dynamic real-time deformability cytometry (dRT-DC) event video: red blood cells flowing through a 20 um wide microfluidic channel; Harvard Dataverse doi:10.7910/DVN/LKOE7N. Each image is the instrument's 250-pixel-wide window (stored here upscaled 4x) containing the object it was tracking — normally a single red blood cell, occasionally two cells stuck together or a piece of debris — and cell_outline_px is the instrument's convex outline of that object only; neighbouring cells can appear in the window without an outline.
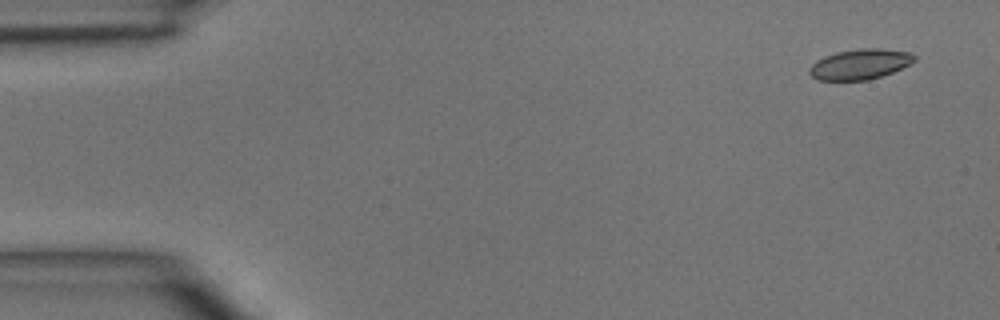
{"species": "common noctule bat (a hibernating species)", "species_latin": "Nyctalus noctula", "temperature_condition": "room temperature", "stored_images_in_passage": 4, "camera_frame_rate_fps": 3000, "um_per_image_px": 0.085, "animal": {"sex": "male", "body_mass_g": 15.6}, "frame": {"image": 1, "passage_image": 1, "time_ms": 0.0, "image_size_px": [1000, 320], "cell_outline_px": [[916, 60], [892, 72], [868, 80], [816, 80], [808, 72], [808, 68], [816, 60], [824, 56], [836, 52], [860, 48], [880, 48], [912, 52], [916, 56]], "centroid_in_image_um": [73.08, 5.45], "position_along_channel_um": 11.9, "area_um2": 18.61}}